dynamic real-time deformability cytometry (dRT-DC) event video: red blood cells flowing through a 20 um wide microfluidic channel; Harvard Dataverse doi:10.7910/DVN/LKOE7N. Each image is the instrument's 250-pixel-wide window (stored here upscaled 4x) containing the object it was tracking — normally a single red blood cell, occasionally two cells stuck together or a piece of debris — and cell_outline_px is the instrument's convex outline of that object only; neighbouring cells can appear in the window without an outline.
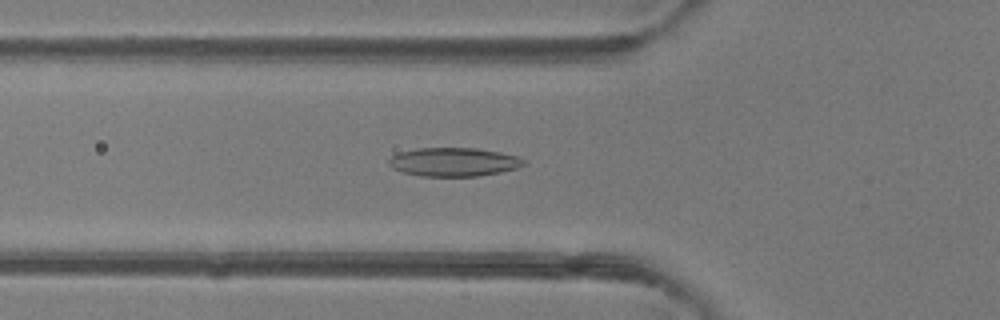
{"species": "common noctule bat (a hibernating species)", "species_latin": "Nyctalus noctula", "temperature_condition": "room temperature", "stored_images_in_passage": 50, "camera_frame_rate_fps": 3000, "um_per_image_px": 0.085, "animal": {"sex": "female"}, "frame": {"image": 1, "passage_image": 18, "time_ms": 5.667, "image_size_px": [1000, 320], "cell_outline_px": [[524, 164], [516, 168], [500, 172], [476, 176], [420, 176], [404, 172], [392, 168], [388, 164], [388, 160], [392, 156], [400, 152], [416, 148], [476, 148], [500, 152], [516, 156], [524, 160]], "centroid_in_image_um": [38.53, 13.76], "position_along_channel_um": 87.3, "area_um2": 22.37}}
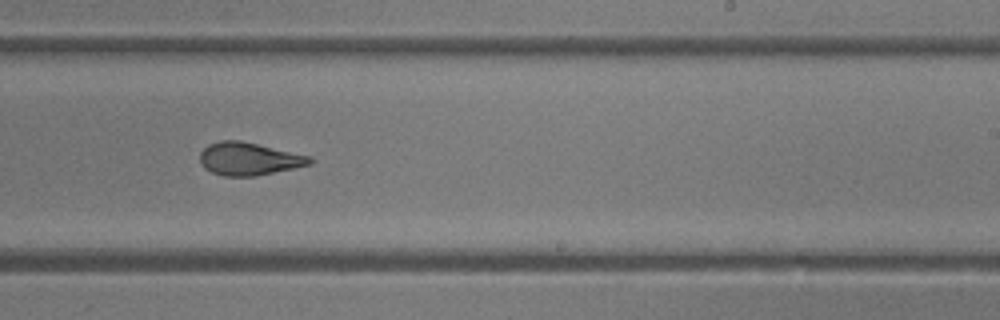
{"frame": {"image": 2, "passage_image": 31, "time_ms": 10.0, "image_size_px": [1000, 320], "cell_outline_px": [[312, 164], [256, 176], [224, 176], [212, 172], [204, 168], [200, 164], [200, 152], [208, 144], [220, 140], [240, 140], [312, 156]], "centroid_in_image_um": [21.15, 13.5], "position_along_channel_um": 267.9, "area_um2": 21.1}}
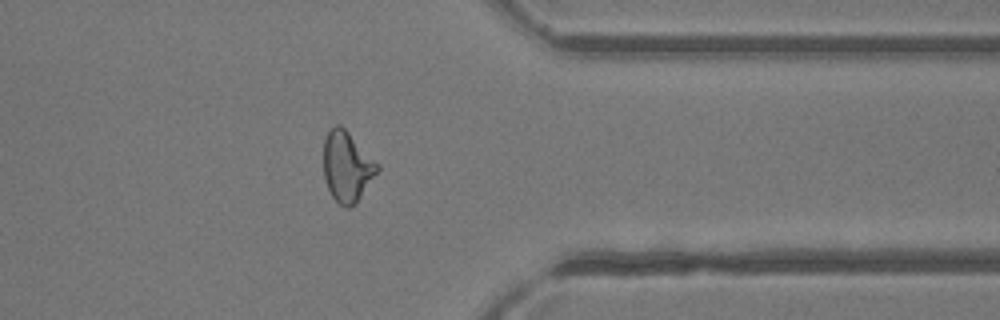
{"frame": {"image": 3, "passage_image": 40, "time_ms": 13.0, "image_size_px": [1000, 320], "cell_outline_px": [[380, 168], [356, 204], [348, 208], [344, 208], [332, 196], [328, 188], [324, 176], [324, 140], [328, 132], [336, 124], [340, 124], [380, 164]], "centroid_in_image_um": [29.51, 14.17], "position_along_channel_um": 381.9, "area_um2": 21.96}, "authors_computed_cell_mechanics": {"area_um2": 22.4264, "velocity_mm_per_s": 4.1538, "shape_relaxation_time_tau1_ms": 10.931, "shape_relaxation_time_tau2_ms": 2.0605, "deformation_change_tau1": 0.2737, "deformation_change_tau2": 0.1087}}